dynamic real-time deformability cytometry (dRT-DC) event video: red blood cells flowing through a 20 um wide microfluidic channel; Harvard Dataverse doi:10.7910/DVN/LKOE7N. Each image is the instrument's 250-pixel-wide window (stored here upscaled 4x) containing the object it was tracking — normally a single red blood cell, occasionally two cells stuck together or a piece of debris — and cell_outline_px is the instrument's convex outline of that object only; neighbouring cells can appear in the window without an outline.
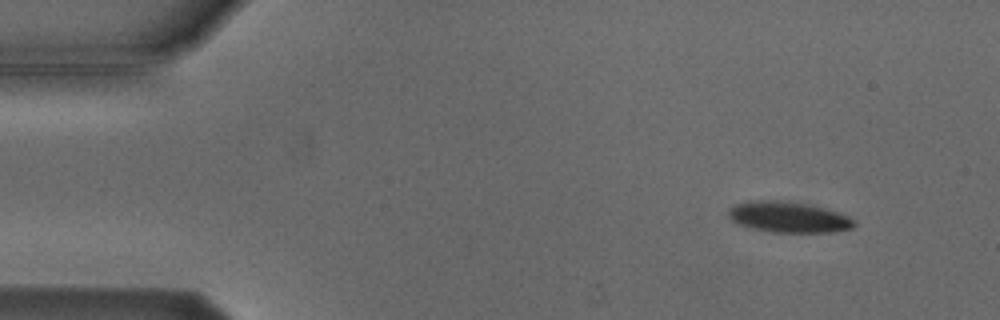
{"species": "Egyptian fruit bat (a non-hibernating species)", "species_latin": "Rousettus aegyptiacus", "temperature_condition": "cold", "stored_images_in_passage": 8, "camera_frame_rate_fps": 3000, "um_per_image_px": 0.085, "animal": {"sex": "male"}, "frame": {"image": 1, "passage_image": 2, "time_ms": 1.0, "image_size_px": [1000, 320], "cell_outline_px": [[856, 224], [852, 228], [832, 232], [772, 232], [748, 228], [732, 220], [728, 216], [728, 208], [736, 204], [748, 200], [784, 200], [808, 204], [824, 208], [848, 216], [856, 220]], "centroid_in_image_um": [67.0, 18.44], "position_along_channel_um": 18.0, "area_um2": 22.77}}
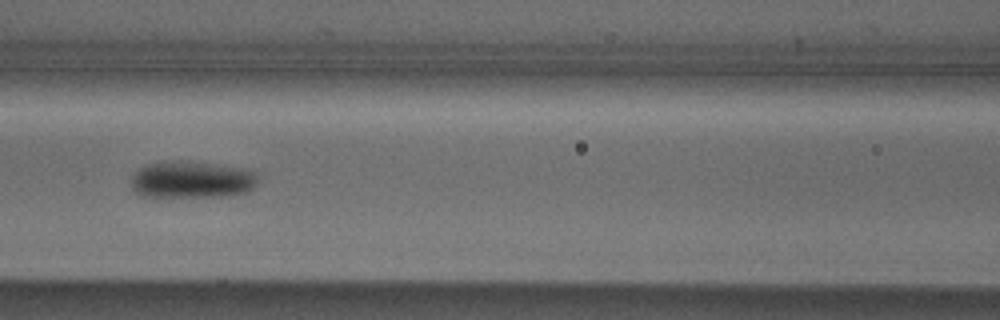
{"frame": {"image": 2, "passage_image": 7, "time_ms": 7.0, "image_size_px": [1000, 320], "cell_outline_px": [[256, 184], [252, 188], [244, 192], [228, 196], [140, 196], [132, 192], [128, 180], [132, 172], [144, 164], [160, 160], [192, 160], [240, 168], [256, 172]], "centroid_in_image_um": [16.15, 15.24], "position_along_channel_um": 150.5, "area_um2": 28.09}}
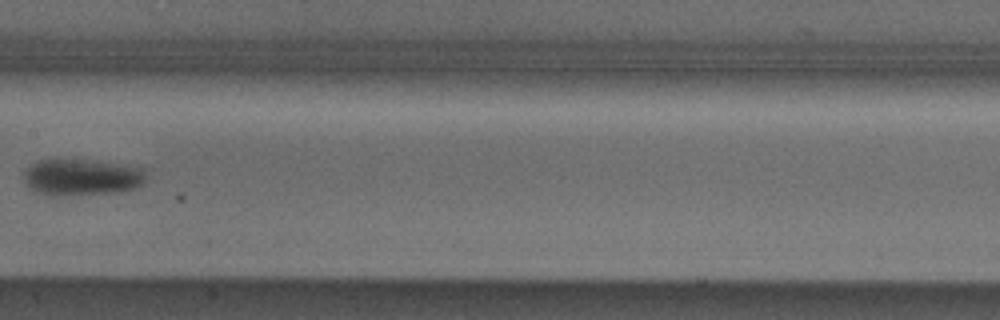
{"frame": {"image": 3, "passage_image": 8, "time_ms": 8.333, "image_size_px": [1000, 320], "cell_outline_px": [[144, 180], [136, 188], [116, 192], [36, 192], [24, 180], [24, 168], [40, 160], [84, 160], [144, 168]], "centroid_in_image_um": [6.95, 15.01], "position_along_channel_um": 200.4, "area_um2": 24.28}}